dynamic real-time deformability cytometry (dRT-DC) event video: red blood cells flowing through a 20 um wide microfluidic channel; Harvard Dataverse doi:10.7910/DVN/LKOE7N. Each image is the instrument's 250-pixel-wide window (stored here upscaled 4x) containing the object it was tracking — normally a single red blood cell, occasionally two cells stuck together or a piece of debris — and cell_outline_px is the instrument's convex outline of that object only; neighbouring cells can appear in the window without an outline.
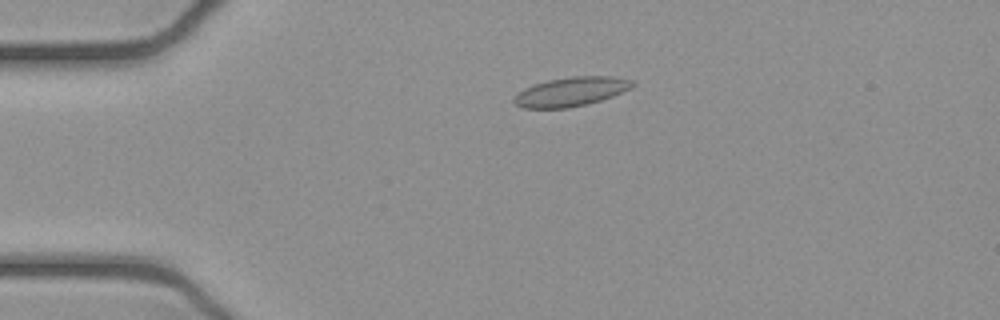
{"species": "common noctule bat (a hibernating species)", "species_latin": "Nyctalus noctula", "temperature_condition": "cold", "stored_images_in_passage": 53, "camera_frame_rate_fps": 3000, "um_per_image_px": 0.085, "animal": {"sex": "female", "body_mass_g": 21.9}, "frame": {"image": 1, "passage_image": 12, "time_ms": 3.667, "image_size_px": [1000, 320], "cell_outline_px": [[636, 84], [632, 88], [612, 96], [588, 104], [568, 108], [520, 108], [512, 100], [524, 88], [548, 80], [572, 76], [612, 76], [632, 80]], "centroid_in_image_um": [48.56, 7.79], "position_along_channel_um": 36.4, "area_um2": 20.06}}
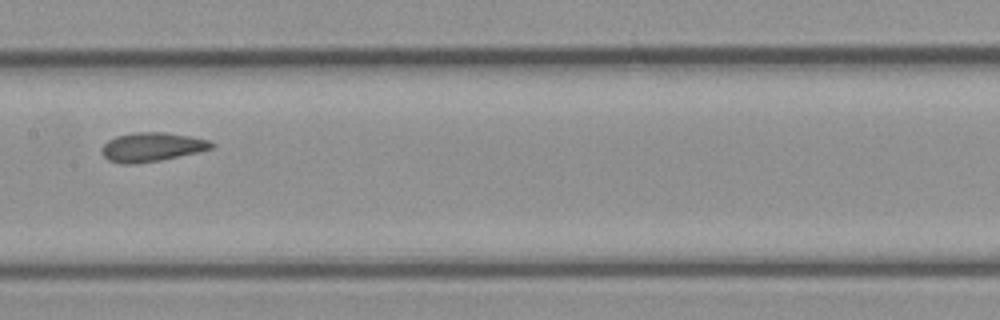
{"frame": {"image": 2, "passage_image": 27, "time_ms": 8.667, "image_size_px": [1000, 320], "cell_outline_px": [[216, 144], [212, 148], [196, 152], [160, 160], [136, 164], [120, 164], [108, 160], [100, 152], [100, 148], [108, 140], [116, 136], [136, 132], [164, 132], [192, 136], [212, 140]], "centroid_in_image_um": [12.89, 12.49], "position_along_channel_um": 194.5, "area_um2": 18.73}}
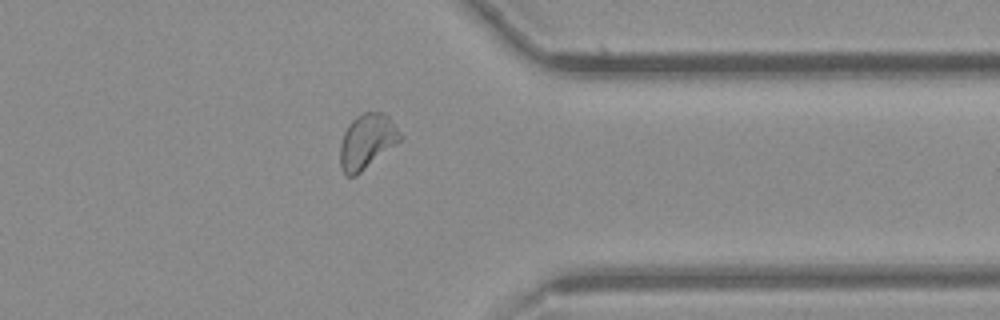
{"frame": {"image": 3, "passage_image": 42, "time_ms": 13.667, "image_size_px": [1000, 320], "cell_outline_px": [[404, 140], [356, 176], [348, 176], [340, 168], [340, 144], [344, 132], [348, 124], [356, 116], [364, 112], [384, 112], [392, 120], [404, 136]], "centroid_in_image_um": [31.24, 12.02], "position_along_channel_um": 380.2, "area_um2": 19.71}, "authors_computed_cell_mechanics": {"area_um2": 19.2474, "velocity_mm_per_s": 3.8802, "shape_relaxation_time_tau1_ms": null, "shape_relaxation_time_tau2_ms": 1.7929, "deformation_change_tau1": null, "deformation_change_tau2": 0.0668}}